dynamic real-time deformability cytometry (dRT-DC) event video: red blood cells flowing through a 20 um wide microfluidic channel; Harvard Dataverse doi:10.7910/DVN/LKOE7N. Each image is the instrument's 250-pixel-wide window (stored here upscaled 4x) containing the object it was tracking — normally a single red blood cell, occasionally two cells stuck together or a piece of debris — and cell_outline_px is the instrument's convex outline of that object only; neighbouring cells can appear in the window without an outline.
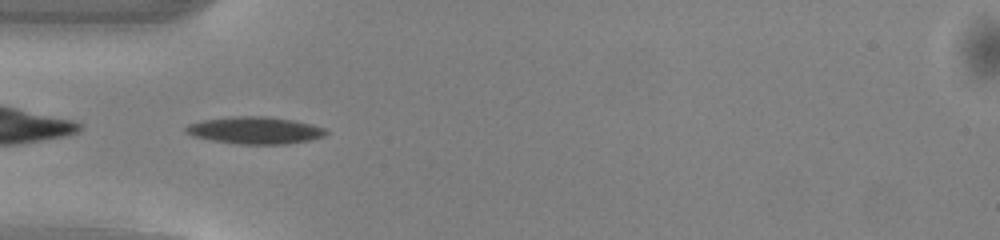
{"species": "common noctule bat (a hibernating species)", "species_latin": "Nyctalus noctula", "temperature_condition": "warm", "stored_images_in_passage": 36, "camera_frame_rate_fps": 3000, "um_per_image_px": 0.085, "animal": {"sex": "male", "body_mass_g": 13.0, "forearm_length_mm": 53.1}, "frame": {"image": 1, "passage_image": 1, "time_ms": 0.0, "image_size_px": [1000, 240], "cell_outline_px": [[328, 132], [324, 136], [308, 140], [284, 144], [236, 144], [212, 140], [192, 136], [184, 132], [184, 128], [188, 124], [204, 120], [232, 116], [268, 116], [292, 120], [312, 124], [324, 128]], "centroid_in_image_um": [21.64, 11.07], "position_along_channel_um": 63.4, "area_um2": 22.14}}
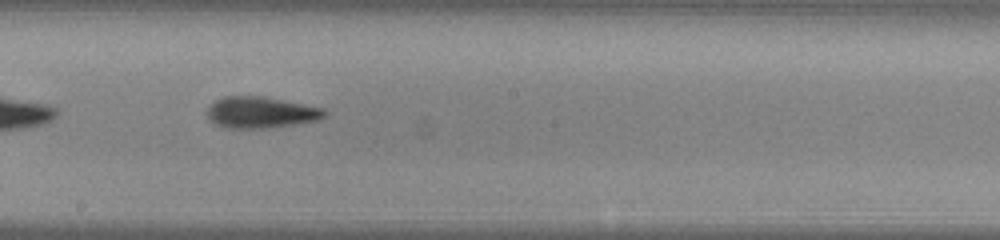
{"frame": {"image": 2, "passage_image": 13, "time_ms": 4.0, "image_size_px": [1000, 240], "cell_outline_px": [[328, 112], [320, 120], [264, 128], [224, 128], [216, 124], [208, 116], [208, 108], [216, 100], [224, 96], [264, 96], [324, 108]], "centroid_in_image_um": [22.19, 9.55], "position_along_channel_um": 226.0, "area_um2": 21.27}}
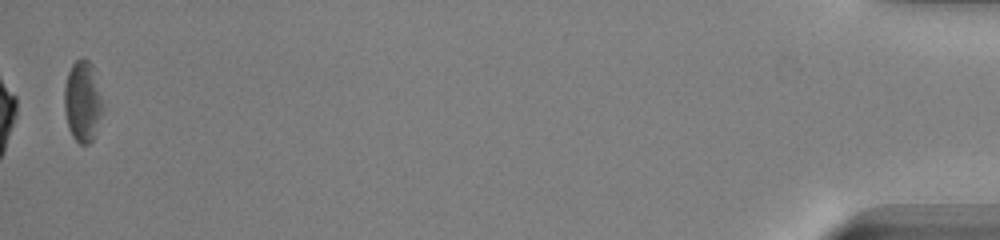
{"frame": {"image": 3, "passage_image": 35, "time_ms": 11.333, "image_size_px": [1000, 240], "cell_outline_px": [[104, 108], [96, 136], [88, 144], [80, 144], [72, 136], [68, 128], [64, 108], [64, 88], [68, 72], [72, 64], [80, 56], [84, 56], [92, 64]], "centroid_in_image_um": [7.03, 8.63], "position_along_channel_um": 428.2, "area_um2": 18.5}, "authors_computed_cell_mechanics": {"area_um2": 20.2878, "velocity_mm_per_s": 4.0927, "shape_relaxation_time_tau1_ms": 2.7546, "shape_relaxation_time_tau2_ms": 2.9321, "deformation_change_tau1": 0.1365, "deformation_change_tau2": 0.135}}